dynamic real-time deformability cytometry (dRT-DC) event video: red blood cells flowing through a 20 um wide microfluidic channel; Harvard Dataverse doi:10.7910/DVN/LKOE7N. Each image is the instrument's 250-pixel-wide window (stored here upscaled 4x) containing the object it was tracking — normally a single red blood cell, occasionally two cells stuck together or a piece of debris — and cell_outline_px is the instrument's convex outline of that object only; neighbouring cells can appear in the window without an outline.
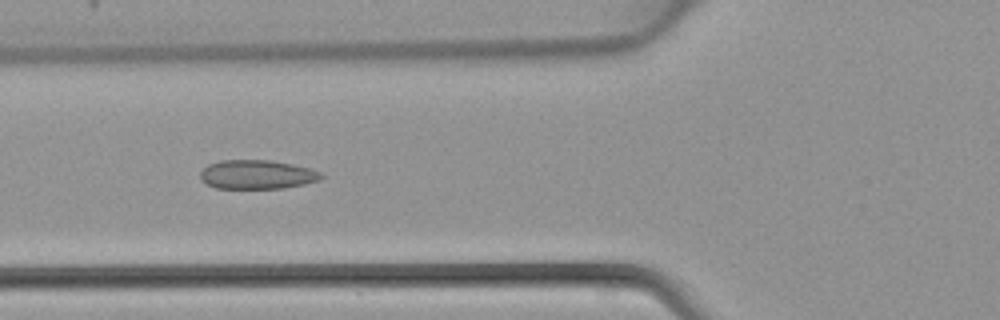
{"species": "common noctule bat (a hibernating species)", "species_latin": "Nyctalus noctula", "temperature_condition": "warm", "stored_images_in_passage": 34, "camera_frame_rate_fps": 3000, "um_per_image_px": 0.085, "animal": {"sex": "female", "body_mass_g": 22.7, "forearm_length_mm": 54.2}, "frame": {"image": 1, "passage_image": 6, "time_ms": 1.667, "image_size_px": [1000, 320], "cell_outline_px": [[324, 176], [320, 180], [304, 184], [284, 188], [216, 188], [200, 180], [200, 172], [208, 164], [220, 160], [272, 160], [292, 164], [308, 168], [320, 172]], "centroid_in_image_um": [21.84, 14.83], "position_along_channel_um": 104.0, "area_um2": 20.46}}
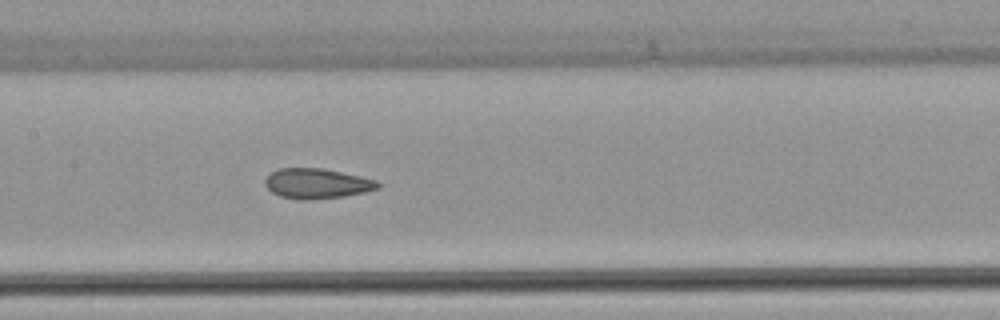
{"frame": {"image": 2, "passage_image": 11, "time_ms": 3.333, "image_size_px": [1000, 320], "cell_outline_px": [[380, 188], [364, 192], [344, 196], [308, 200], [300, 200], [280, 196], [272, 192], [264, 184], [264, 180], [272, 172], [280, 168], [324, 168], [360, 176], [376, 180], [380, 184]], "centroid_in_image_um": [26.94, 15.6], "position_along_channel_um": 180.5, "area_um2": 19.77}}
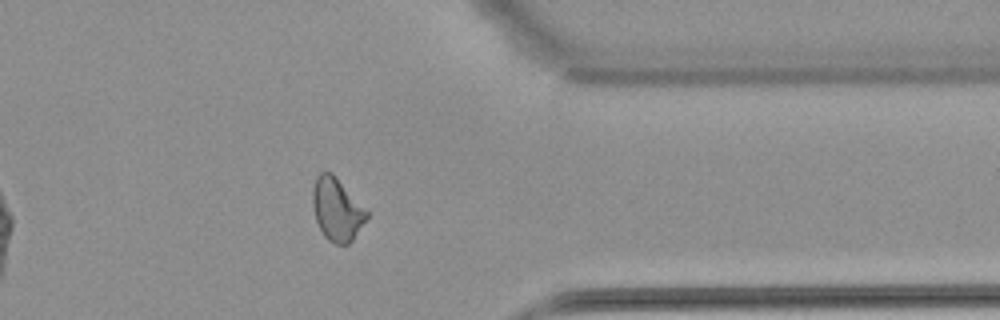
{"frame": {"image": 3, "passage_image": 25, "time_ms": 8.0, "image_size_px": [1000, 320], "cell_outline_px": [[368, 216], [352, 240], [348, 244], [336, 244], [328, 240], [324, 236], [316, 220], [312, 204], [312, 192], [316, 176], [320, 172], [332, 172], [368, 208]], "centroid_in_image_um": [28.65, 17.77], "position_along_channel_um": 382.8, "area_um2": 20.0}}